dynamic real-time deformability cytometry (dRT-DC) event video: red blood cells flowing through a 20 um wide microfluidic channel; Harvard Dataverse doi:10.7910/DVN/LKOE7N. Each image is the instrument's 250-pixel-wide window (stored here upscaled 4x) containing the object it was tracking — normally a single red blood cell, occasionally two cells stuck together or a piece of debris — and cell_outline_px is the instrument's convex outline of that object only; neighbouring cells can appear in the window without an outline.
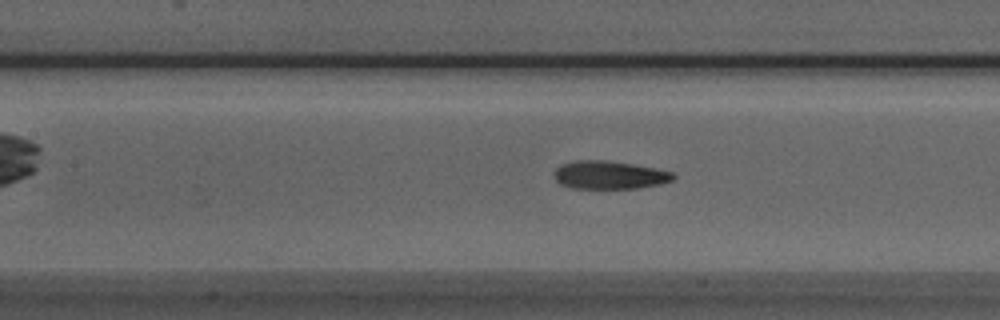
{"species": "Egyptian fruit bat (a non-hibernating species)", "species_latin": "Rousettus aegyptiacus", "temperature_condition": "room temperature", "stored_images_in_passage": 47, "camera_frame_rate_fps": 3000, "um_per_image_px": 0.085, "animal": {"sex": "male"}, "frame": {"image": 1, "passage_image": 22, "time_ms": 7.0, "image_size_px": [1000, 320], "cell_outline_px": [[676, 176], [672, 180], [660, 184], [636, 188], [572, 188], [560, 184], [556, 180], [552, 172], [560, 164], [576, 160], [604, 160], [632, 164], [656, 168], [672, 172]], "centroid_in_image_um": [51.76, 14.87], "position_along_channel_um": 155.6, "area_um2": 19.54}}
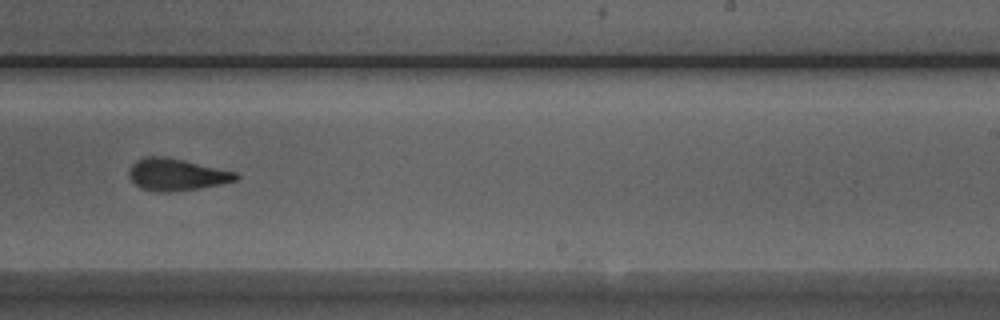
{"frame": {"image": 2, "passage_image": 31, "time_ms": 10.0, "image_size_px": [1000, 320], "cell_outline_px": [[240, 176], [236, 180], [220, 184], [200, 188], [172, 192], [160, 192], [140, 188], [128, 176], [128, 168], [136, 160], [144, 156], [164, 156], [184, 160], [236, 172]], "centroid_in_image_um": [14.97, 14.83], "position_along_channel_um": 274.0, "area_um2": 20.0}}
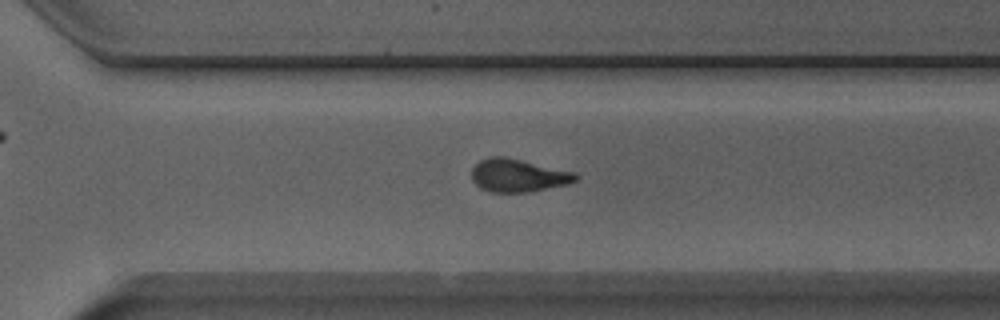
{"frame": {"image": 3, "passage_image": 35, "time_ms": 11.333, "image_size_px": [1000, 320], "cell_outline_px": [[576, 180], [568, 184], [528, 192], [488, 192], [480, 188], [472, 180], [472, 168], [480, 160], [488, 156], [504, 156], [572, 172], [576, 176]], "centroid_in_image_um": [43.96, 14.92], "position_along_channel_um": 326.6, "area_um2": 19.71}, "authors_computed_cell_mechanics": {"area_um2": 19.8832, "velocity_mm_per_s": 3.9559, "shape_relaxation_time_tau1_ms": 6.0073, "shape_relaxation_time_tau2_ms": 3.154, "deformation_change_tau1": 0.2312, "deformation_change_tau2": 0.1219}}